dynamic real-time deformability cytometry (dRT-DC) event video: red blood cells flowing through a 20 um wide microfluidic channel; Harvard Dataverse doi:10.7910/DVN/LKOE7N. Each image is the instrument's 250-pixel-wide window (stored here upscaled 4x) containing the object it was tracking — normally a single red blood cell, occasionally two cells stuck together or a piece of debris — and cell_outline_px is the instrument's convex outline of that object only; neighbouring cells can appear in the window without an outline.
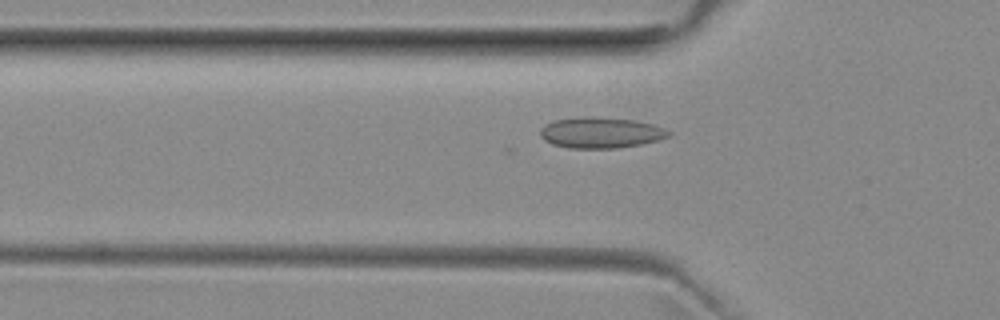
{"species": "common noctule bat (a hibernating species)", "species_latin": "Nyctalus noctula", "temperature_condition": "room temperature", "stored_images_in_passage": 30, "camera_frame_rate_fps": 3000, "um_per_image_px": 0.085, "animal": {"sex": "female", "body_mass_g": 29.2, "forearm_length_mm": 56.3}, "frame": {"image": 1, "passage_image": 4, "time_ms": 1.0, "image_size_px": [1000, 320], "cell_outline_px": [[672, 132], [668, 136], [656, 140], [640, 144], [616, 148], [568, 148], [552, 144], [544, 140], [540, 136], [540, 128], [544, 124], [552, 120], [580, 116], [596, 116], [636, 120], [652, 124], [664, 128]], "centroid_in_image_um": [51.0, 11.25], "position_along_channel_um": 74.8, "area_um2": 23.35}}
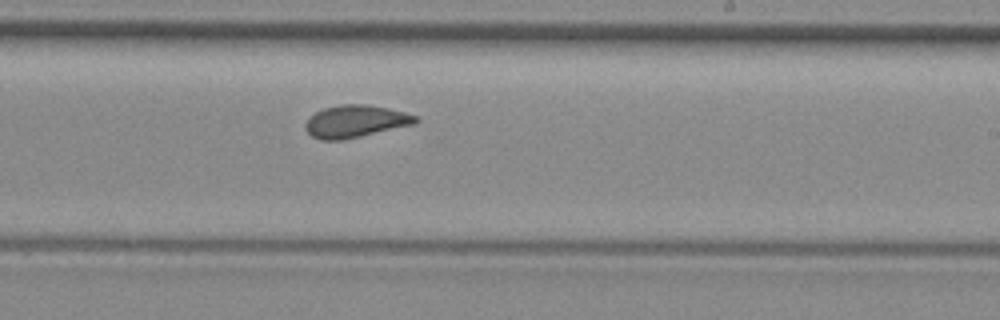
{"frame": {"image": 2, "passage_image": 18, "time_ms": 5.667, "image_size_px": [1000, 320], "cell_outline_px": [[420, 120], [416, 124], [360, 136], [340, 140], [320, 140], [312, 136], [304, 128], [304, 124], [316, 112], [324, 108], [340, 104], [368, 104], [388, 108], [404, 112], [416, 116]], "centroid_in_image_um": [30.23, 10.31], "position_along_channel_um": 258.8, "area_um2": 20.69}}
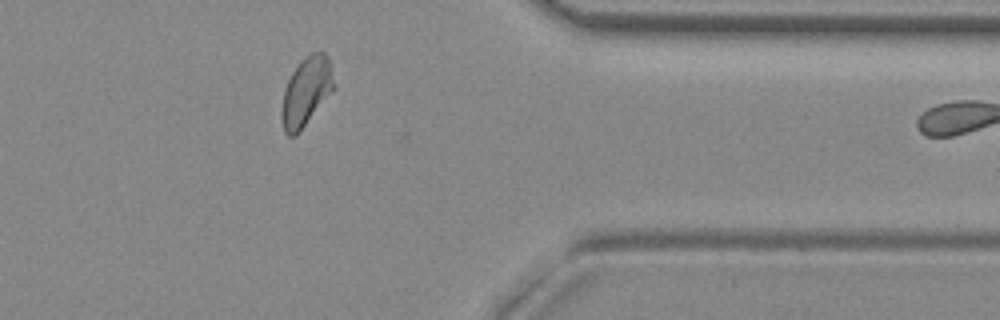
{"frame": {"image": 3, "passage_image": 29, "time_ms": 9.333, "image_size_px": [1000, 320], "cell_outline_px": [[332, 88], [296, 136], [288, 136], [284, 132], [280, 116], [280, 112], [284, 92], [288, 80], [292, 72], [300, 60], [304, 56], [312, 52], [324, 52], [328, 56], [332, 80]], "centroid_in_image_um": [25.95, 7.78], "position_along_channel_um": 385.5, "area_um2": 20.17}}